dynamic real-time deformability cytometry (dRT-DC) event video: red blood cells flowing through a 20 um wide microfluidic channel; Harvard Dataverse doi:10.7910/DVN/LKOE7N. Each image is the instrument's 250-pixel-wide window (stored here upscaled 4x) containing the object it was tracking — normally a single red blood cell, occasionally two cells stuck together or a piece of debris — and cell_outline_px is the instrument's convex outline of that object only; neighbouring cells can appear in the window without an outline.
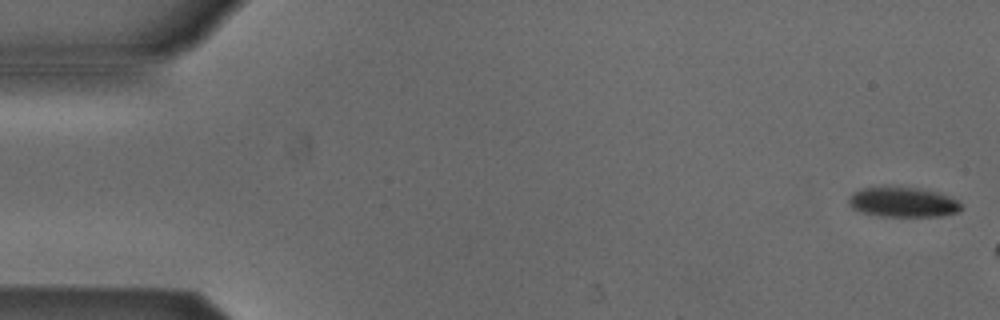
{"species": "Egyptian fruit bat (a non-hibernating species)", "species_latin": "Rousettus aegyptiacus", "temperature_condition": "cold", "stored_images_in_passage": 7, "camera_frame_rate_fps": 3000, "um_per_image_px": 0.085, "animal": {"sex": "male"}, "frame": {"image": 1, "passage_image": 1, "time_ms": 0.0, "image_size_px": [1000, 320], "cell_outline_px": [[964, 208], [956, 212], [940, 216], [880, 216], [864, 212], [852, 208], [848, 204], [848, 200], [852, 192], [864, 188], [884, 184], [920, 188], [936, 192], [948, 196], [956, 200]], "centroid_in_image_um": [76.7, 17.14], "position_along_channel_um": 8.3, "area_um2": 20.0}}